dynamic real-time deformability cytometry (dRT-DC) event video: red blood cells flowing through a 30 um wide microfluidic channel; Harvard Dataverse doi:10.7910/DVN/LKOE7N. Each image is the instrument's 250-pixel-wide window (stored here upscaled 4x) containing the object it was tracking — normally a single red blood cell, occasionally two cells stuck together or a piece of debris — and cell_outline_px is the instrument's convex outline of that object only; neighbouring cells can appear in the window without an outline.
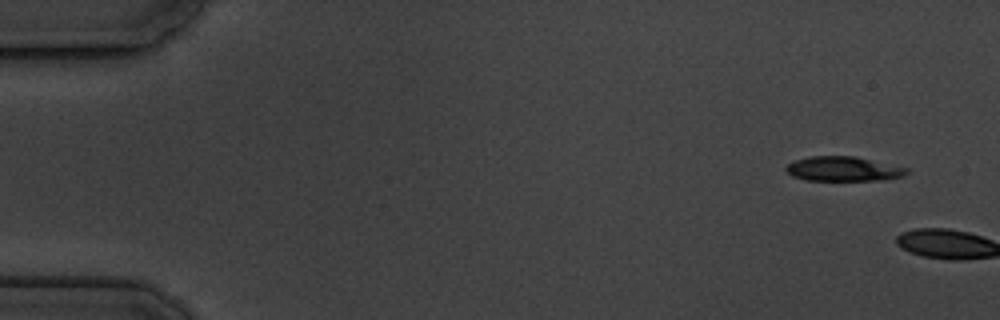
{"species": "common noctule bat (a hibernating species)", "species_latin": "Nyctalus noctula", "temperature_condition": "cold", "stored_images_in_passage": 2, "camera_frame_rate_fps": 3000, "um_per_image_px": 0.085, "animal": {"sex": "male", "body_mass_g": 19.5, "forearm_length_mm": 54.6}, "frame": {"image": 1, "passage_image": 1, "time_ms": 0.0, "image_size_px": [1000, 320], "cell_outline_px": [[908, 172], [904, 176], [884, 180], [804, 180], [792, 176], [784, 168], [788, 164], [796, 160], [808, 156], [856, 156], [908, 168]], "centroid_in_image_um": [71.68, 14.35], "position_along_channel_um": 13.3, "area_um2": 17.34}}